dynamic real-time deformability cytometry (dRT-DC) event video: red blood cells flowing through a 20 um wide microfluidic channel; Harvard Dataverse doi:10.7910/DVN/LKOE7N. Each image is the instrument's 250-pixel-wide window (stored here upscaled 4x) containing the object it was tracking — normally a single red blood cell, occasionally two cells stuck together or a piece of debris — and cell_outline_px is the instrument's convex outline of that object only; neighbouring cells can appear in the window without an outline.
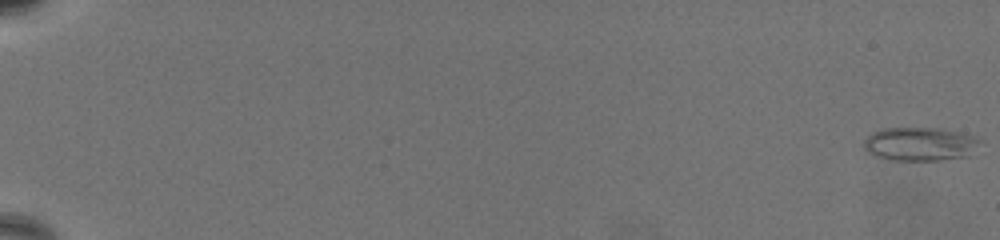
{"species": "common noctule bat (a hibernating species)", "species_latin": "Nyctalus noctula", "temperature_condition": "warm", "stored_images_in_passage": 69, "camera_frame_rate_fps": 3000, "um_per_image_px": 0.085, "animal": {"sex": "female", "body_mass_g": 19.5, "forearm_length_mm": 54.1}, "frame": {"image": 1, "passage_image": 1, "time_ms": 0.0, "image_size_px": [1000, 240], "cell_outline_px": [[980, 140], [968, 156], [940, 160], [892, 160], [872, 156], [864, 148], [864, 140], [872, 132], [880, 128], [936, 128], [972, 136]], "centroid_in_image_um": [78.09, 12.25], "position_along_channel_um": 6.9, "area_um2": 22.43}}
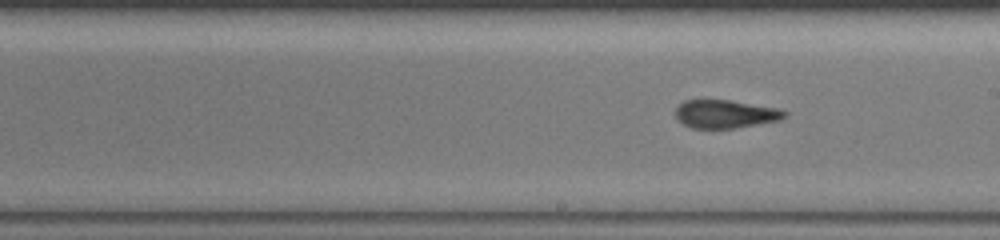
{"frame": {"image": 2, "passage_image": 43, "time_ms": 14.0, "image_size_px": [1000, 240], "cell_outline_px": [[788, 116], [780, 120], [736, 128], [692, 128], [684, 124], [676, 116], [676, 108], [684, 100], [728, 100], [776, 108], [788, 112]], "centroid_in_image_um": [61.68, 9.69], "position_along_channel_um": 227.3, "area_um2": 17.74}}
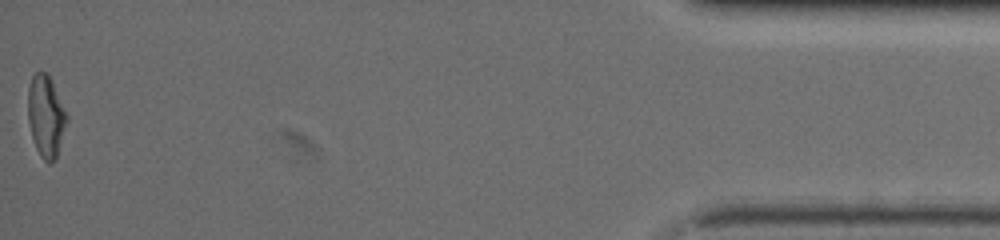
{"frame": {"image": 3, "passage_image": 69, "time_ms": 22.667, "image_size_px": [1000, 240], "cell_outline_px": [[68, 120], [56, 160], [48, 164], [40, 156], [36, 148], [32, 136], [28, 120], [28, 88], [32, 76], [36, 72], [48, 72], [68, 116]], "centroid_in_image_um": [3.91, 9.89], "position_along_channel_um": 431.3, "area_um2": 18.61}, "authors_computed_cell_mechanics": {"area_um2": 18.496, "velocity_mm_per_s": 3.2634, "shape_relaxation_time_tau1_ms": null, "shape_relaxation_time_tau2_ms": 1.6918, "deformation_change_tau1": null, "deformation_change_tau2": 0.0841}}